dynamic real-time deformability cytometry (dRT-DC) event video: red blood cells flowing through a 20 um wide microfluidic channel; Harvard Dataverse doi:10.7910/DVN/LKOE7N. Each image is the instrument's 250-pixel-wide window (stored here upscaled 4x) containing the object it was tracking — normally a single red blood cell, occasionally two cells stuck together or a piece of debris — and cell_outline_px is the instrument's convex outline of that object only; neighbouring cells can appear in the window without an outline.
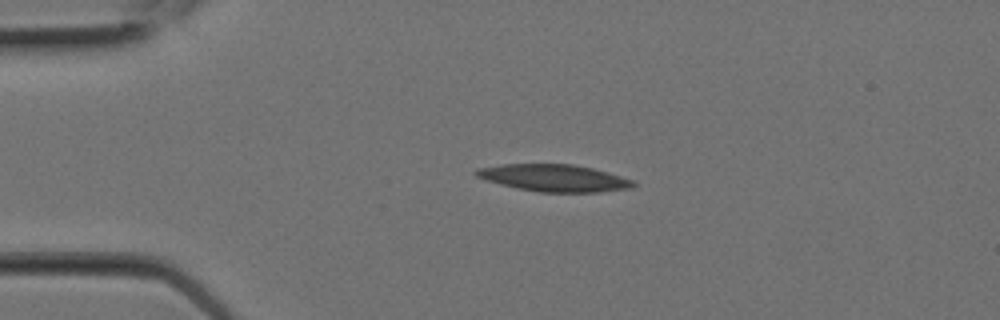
{"species": "Egyptian fruit bat (a non-hibernating species)", "species_latin": "Rousettus aegyptiacus", "temperature_condition": "room temperature", "stored_images_in_passage": 7, "camera_frame_rate_fps": 3000, "um_per_image_px": 0.085, "animal": {"sex": "female"}, "frame": {"image": 1, "passage_image": 4, "time_ms": 1.0, "image_size_px": [1000, 320], "cell_outline_px": [[636, 184], [632, 188], [600, 192], [540, 192], [516, 188], [484, 180], [476, 176], [472, 172], [476, 168], [500, 164], [572, 164], [592, 168], [608, 172], [636, 180]], "centroid_in_image_um": [47.09, 15.12], "position_along_channel_um": 37.9, "area_um2": 25.09}}
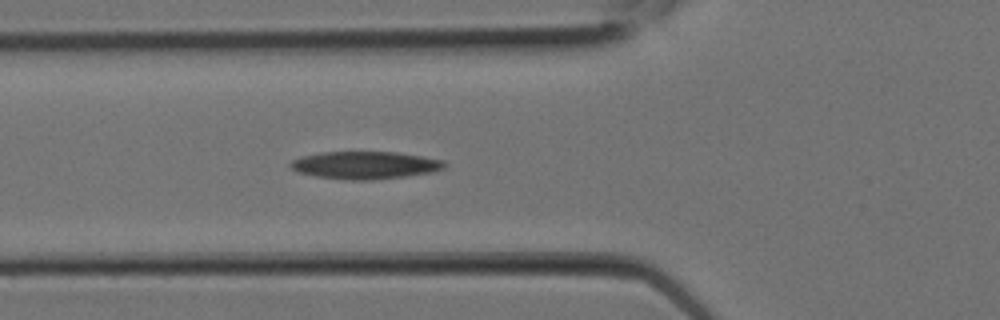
{"frame": {"image": 2, "passage_image": 7, "time_ms": 2.0, "image_size_px": [1000, 320], "cell_outline_px": [[448, 164], [444, 168], [432, 172], [404, 176], [372, 180], [348, 180], [316, 176], [296, 172], [288, 164], [292, 160], [300, 156], [320, 152], [396, 152], [444, 160]], "centroid_in_image_um": [31.0, 14.03], "position_along_channel_um": 94.8, "area_um2": 24.8}}